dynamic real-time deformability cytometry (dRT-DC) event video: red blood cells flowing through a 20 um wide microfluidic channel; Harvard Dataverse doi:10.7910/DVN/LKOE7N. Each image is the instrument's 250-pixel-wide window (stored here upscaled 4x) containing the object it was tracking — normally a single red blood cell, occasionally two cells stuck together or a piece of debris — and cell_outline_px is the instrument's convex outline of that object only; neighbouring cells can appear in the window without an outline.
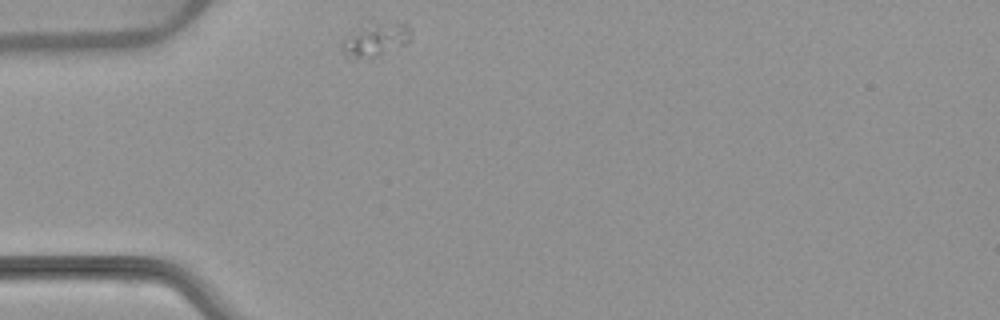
{"species": "common noctule bat (a hibernating species)", "species_latin": "Nyctalus noctula", "temperature_condition": "warm", "stored_images_in_passage": 43, "camera_frame_rate_fps": 3000, "um_per_image_px": 0.085, "animal": {"sex": "female", "body_mass_g": 22.7, "forearm_length_mm": 54.2}, "frame": {"image": 1, "passage_image": 1, "time_ms": 0.0, "image_size_px": [1000, 320], "cell_outline_px": [[408, 44], [376, 56], [352, 60], [348, 60], [340, 52], [340, 44], [344, 40], [360, 28], [376, 24], [404, 24], [408, 28]], "centroid_in_image_um": [31.82, 3.48], "position_along_channel_um": 53.2, "area_um2": 12.83}}
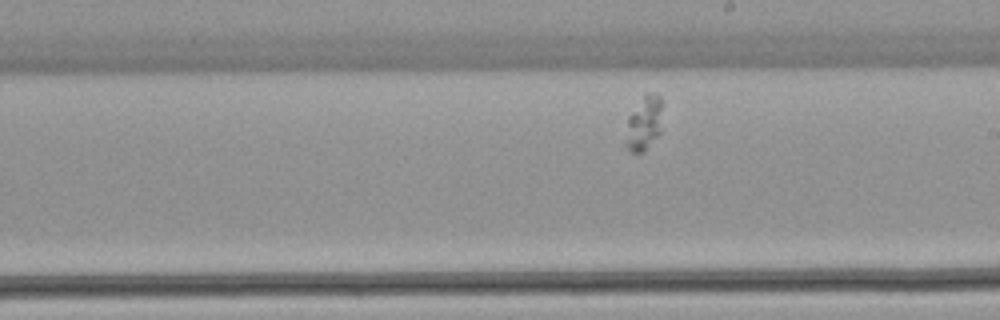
{"frame": {"image": 2, "passage_image": 18, "time_ms": 5.667, "image_size_px": [1000, 320], "cell_outline_px": [[660, 132], [644, 152], [632, 152], [624, 144], [628, 116], [644, 92], [656, 92], [660, 96]], "centroid_in_image_um": [54.7, 10.44], "position_along_channel_um": 234.3, "area_um2": 11.68}}
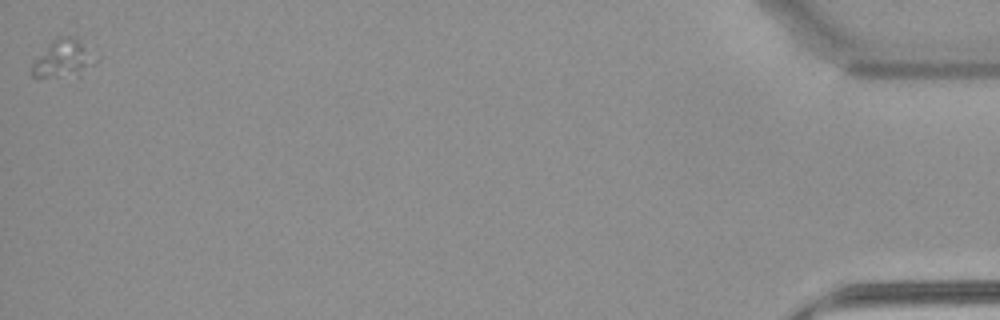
{"frame": {"image": 3, "passage_image": 43, "time_ms": 14.0, "image_size_px": [1000, 320], "cell_outline_px": [[100, 60], [96, 64], [48, 76], [32, 76], [28, 72], [32, 60], [56, 36], [72, 36], [100, 52]], "centroid_in_image_um": [5.39, 4.84], "position_along_channel_um": 429.8, "area_um2": 13.7}}